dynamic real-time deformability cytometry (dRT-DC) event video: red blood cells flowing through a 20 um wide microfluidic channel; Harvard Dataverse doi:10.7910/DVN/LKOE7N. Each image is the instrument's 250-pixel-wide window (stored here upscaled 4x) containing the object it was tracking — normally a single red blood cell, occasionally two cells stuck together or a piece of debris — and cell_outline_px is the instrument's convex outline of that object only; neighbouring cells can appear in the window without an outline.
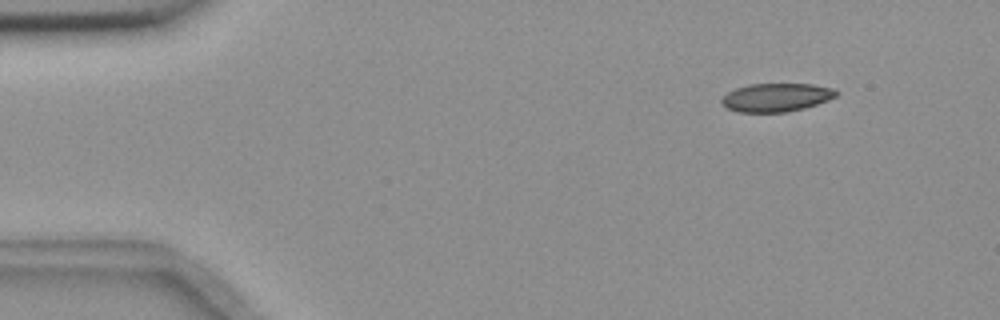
{"species": "common noctule bat (a hibernating species)", "species_latin": "Nyctalus noctula", "temperature_condition": "room temperature", "stored_images_in_passage": 8, "camera_frame_rate_fps": 3000, "um_per_image_px": 0.085, "animal": {"sex": "female", "body_mass_g": 18.4}, "frame": {"image": 1, "passage_image": 2, "time_ms": 0.333, "image_size_px": [1000, 320], "cell_outline_px": [[840, 92], [836, 96], [828, 100], [804, 108], [784, 112], [736, 112], [720, 104], [720, 100], [728, 92], [736, 88], [748, 84], [812, 84], [832, 88]], "centroid_in_image_um": [65.97, 8.28], "position_along_channel_um": 19.0, "area_um2": 18.96}}